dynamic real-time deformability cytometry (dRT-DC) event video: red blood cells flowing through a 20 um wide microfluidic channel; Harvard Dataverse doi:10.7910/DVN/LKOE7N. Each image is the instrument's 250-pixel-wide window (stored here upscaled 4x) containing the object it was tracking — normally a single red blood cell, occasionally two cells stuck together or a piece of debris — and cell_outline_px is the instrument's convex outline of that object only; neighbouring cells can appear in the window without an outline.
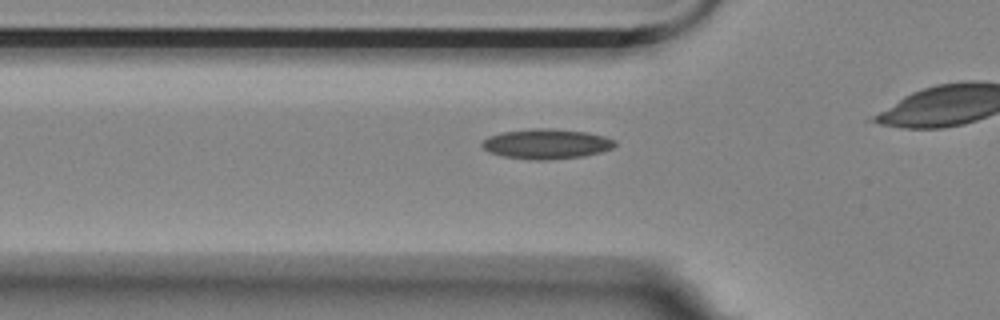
{"species": "Egyptian fruit bat (a non-hibernating species)", "species_latin": "Rousettus aegyptiacus", "temperature_condition": "room temperature", "stored_images_in_passage": 8, "segment_of_instrument_passage": [2, 2], "camera_frame_rate_fps": 3000, "um_per_image_px": 0.085, "animal": {"sex": "female"}, "frame": {"image": 1, "passage_image": 8, "time_ms": 2.333, "image_size_px": [1000, 320], "cell_outline_px": [[616, 144], [612, 148], [600, 152], [584, 156], [544, 160], [536, 160], [504, 156], [492, 152], [484, 148], [480, 144], [488, 136], [500, 132], [532, 128], [552, 128], [588, 132], [604, 136], [616, 140]], "centroid_in_image_um": [46.47, 12.21], "position_along_channel_um": 79.3, "area_um2": 23.18}}